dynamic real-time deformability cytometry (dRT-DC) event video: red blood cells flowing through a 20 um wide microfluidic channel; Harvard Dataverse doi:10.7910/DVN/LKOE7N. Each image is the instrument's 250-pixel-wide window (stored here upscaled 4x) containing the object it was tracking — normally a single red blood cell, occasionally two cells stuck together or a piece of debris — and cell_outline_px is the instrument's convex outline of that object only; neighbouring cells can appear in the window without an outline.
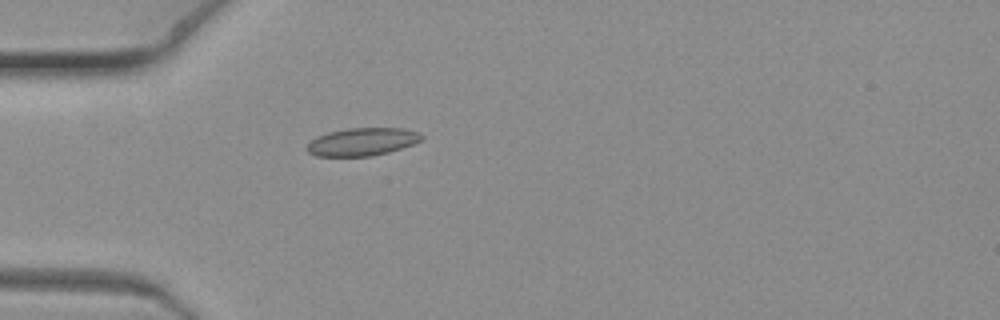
{"species": "common noctule bat (a hibernating species)", "species_latin": "Nyctalus noctula", "temperature_condition": "warm", "stored_images_in_passage": 1, "camera_frame_rate_fps": 3000, "um_per_image_px": 0.085, "animal": {"sex": "female", "body_mass_g": 19.3, "forearm_length_mm": 54.1}, "frame": {"image": 1, "passage_image": 1, "time_ms": 0.0, "image_size_px": [1000, 320], "cell_outline_px": [[424, 140], [388, 152], [372, 156], [316, 156], [308, 152], [304, 148], [316, 136], [328, 132], [348, 128], [404, 128], [416, 132], [424, 136]], "centroid_in_image_um": [30.77, 12.05], "position_along_channel_um": 54.2, "area_um2": 18.61}}